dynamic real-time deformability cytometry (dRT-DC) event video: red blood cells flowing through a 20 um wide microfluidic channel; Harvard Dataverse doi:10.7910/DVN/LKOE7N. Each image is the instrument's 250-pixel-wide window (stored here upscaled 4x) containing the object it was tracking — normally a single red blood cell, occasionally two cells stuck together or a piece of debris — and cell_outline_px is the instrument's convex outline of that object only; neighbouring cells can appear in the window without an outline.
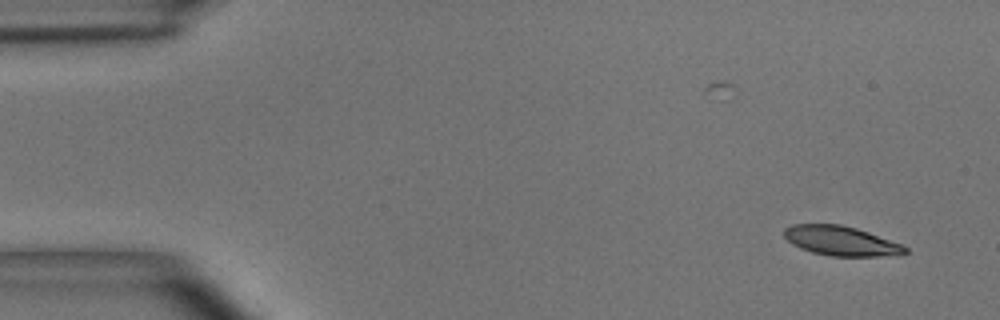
{"species": "common noctule bat (a hibernating species)", "species_latin": "Nyctalus noctula", "temperature_condition": "room temperature", "stored_images_in_passage": 6, "camera_frame_rate_fps": 3000, "um_per_image_px": 0.085, "animal": {"sex": "male", "body_mass_g": 15.6}, "frame": {"image": 1, "passage_image": 3, "time_ms": 0.667, "image_size_px": [1000, 320], "cell_outline_px": [[908, 252], [900, 256], [828, 256], [812, 252], [800, 248], [792, 244], [784, 236], [784, 228], [792, 224], [840, 224], [856, 228], [868, 232], [900, 244], [908, 248]], "centroid_in_image_um": [71.49, 20.48], "position_along_channel_um": 13.5, "area_um2": 20.92}}
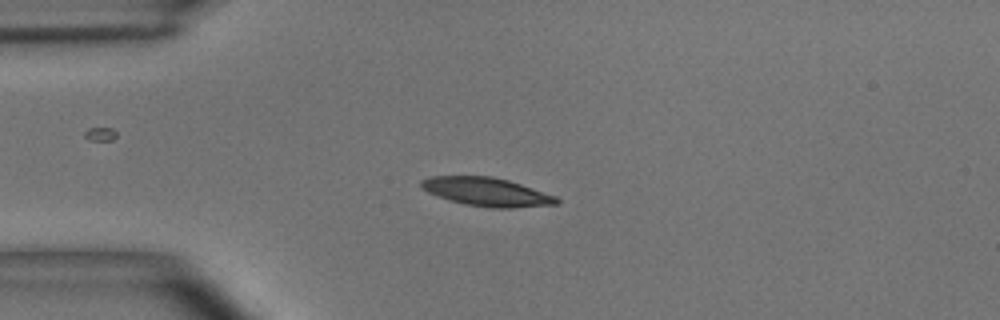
{"frame": {"image": 2, "passage_image": 6, "time_ms": 1.667, "image_size_px": [1000, 320], "cell_outline_px": [[560, 204], [512, 208], [492, 208], [464, 204], [428, 192], [420, 188], [420, 180], [428, 176], [492, 176], [508, 180], [556, 196], [560, 200]], "centroid_in_image_um": [41.37, 16.3], "position_along_channel_um": 43.6, "area_um2": 22.48}}